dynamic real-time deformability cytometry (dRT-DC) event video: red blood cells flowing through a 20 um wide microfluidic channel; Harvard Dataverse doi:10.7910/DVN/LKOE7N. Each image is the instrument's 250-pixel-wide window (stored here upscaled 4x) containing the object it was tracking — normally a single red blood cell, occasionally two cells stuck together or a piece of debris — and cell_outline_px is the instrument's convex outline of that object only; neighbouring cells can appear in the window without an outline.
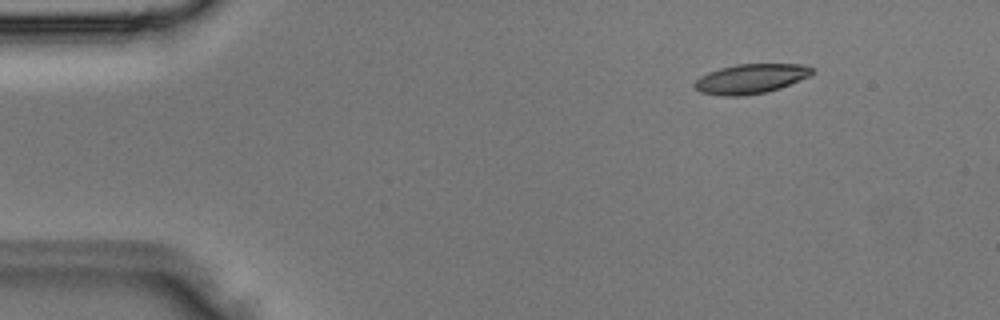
{"species": "Egyptian fruit bat (a non-hibernating species)", "species_latin": "Rousettus aegyptiacus", "temperature_condition": "room temperature", "stored_images_in_passage": 3, "camera_frame_rate_fps": 3000, "um_per_image_px": 0.085, "animal": {"sex": "male"}, "frame": {"image": 1, "passage_image": 1, "time_ms": 0.0, "image_size_px": [1000, 320], "cell_outline_px": [[816, 72], [808, 76], [780, 88], [764, 92], [740, 96], [724, 96], [700, 92], [692, 84], [700, 76], [708, 72], [720, 68], [736, 64], [808, 64], [816, 68]], "centroid_in_image_um": [63.84, 6.68], "position_along_channel_um": 21.2, "area_um2": 20.35}}